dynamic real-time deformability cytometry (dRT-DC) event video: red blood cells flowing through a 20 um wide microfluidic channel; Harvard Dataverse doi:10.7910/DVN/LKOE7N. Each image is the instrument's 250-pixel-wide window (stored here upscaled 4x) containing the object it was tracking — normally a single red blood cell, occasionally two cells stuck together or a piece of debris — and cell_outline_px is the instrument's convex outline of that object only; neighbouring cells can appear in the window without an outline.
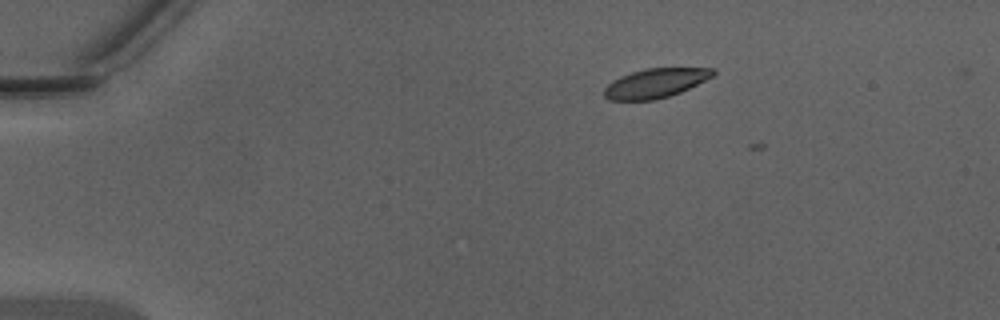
{"species": "Egyptian fruit bat (a non-hibernating species)", "species_latin": "Rousettus aegyptiacus", "temperature_condition": "warm", "stored_images_in_passage": 3, "camera_frame_rate_fps": 3000, "um_per_image_px": 0.085, "animal": {"sex": "male"}, "frame": {"image": 1, "passage_image": 2, "time_ms": 0.333, "image_size_px": [1000, 320], "cell_outline_px": [[716, 72], [712, 76], [680, 92], [668, 96], [652, 100], [608, 100], [604, 96], [604, 88], [612, 80], [620, 76], [644, 68], [716, 68]], "centroid_in_image_um": [55.67, 7.06], "position_along_channel_um": 29.3, "area_um2": 18.44}}